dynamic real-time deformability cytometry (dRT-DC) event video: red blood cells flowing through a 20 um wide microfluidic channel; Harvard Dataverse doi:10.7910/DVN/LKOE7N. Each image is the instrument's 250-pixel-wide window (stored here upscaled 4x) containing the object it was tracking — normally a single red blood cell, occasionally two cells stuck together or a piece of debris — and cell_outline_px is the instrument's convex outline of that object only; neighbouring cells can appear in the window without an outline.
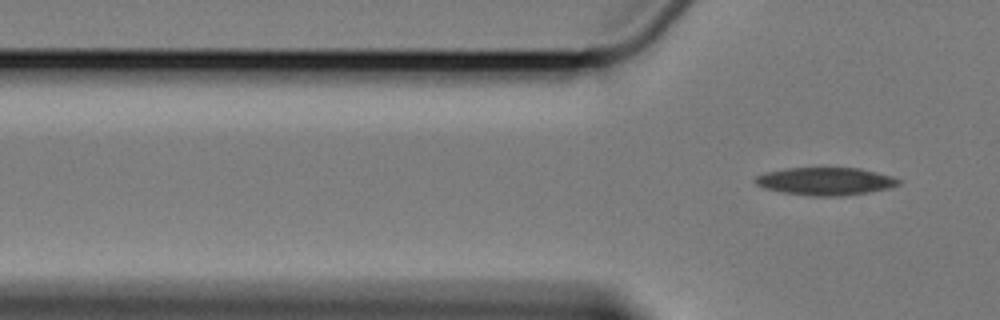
{"species": "Egyptian fruit bat (a non-hibernating species)", "species_latin": "Rousettus aegyptiacus", "temperature_condition": "cold", "stored_images_in_passage": 7, "segment_of_instrument_passage": [2, 2], "camera_frame_rate_fps": 3000, "um_per_image_px": 0.085, "animal": {"sex": "female"}, "frame": {"image": 1, "passage_image": 7, "time_ms": 7.667, "image_size_px": [1000, 320], "cell_outline_px": [[900, 184], [888, 188], [868, 192], [840, 196], [812, 196], [784, 192], [764, 188], [756, 184], [752, 180], [756, 176], [764, 172], [784, 168], [860, 168], [892, 176], [900, 180]], "centroid_in_image_um": [70.12, 15.4], "position_along_channel_um": 55.7, "area_um2": 23.12}}